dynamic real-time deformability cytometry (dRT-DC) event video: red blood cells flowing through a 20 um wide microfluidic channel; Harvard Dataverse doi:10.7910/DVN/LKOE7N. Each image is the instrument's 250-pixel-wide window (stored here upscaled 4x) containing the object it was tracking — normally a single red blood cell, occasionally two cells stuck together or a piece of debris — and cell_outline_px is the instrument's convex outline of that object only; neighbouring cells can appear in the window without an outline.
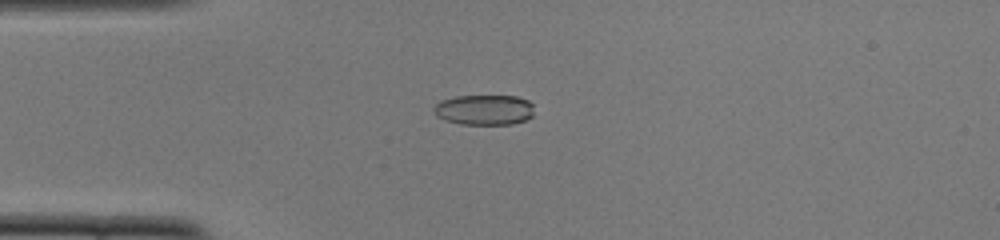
{"species": "common noctule bat (a hibernating species)", "species_latin": "Nyctalus noctula", "temperature_condition": "cold", "stored_images_in_passage": 51, "camera_frame_rate_fps": 3000, "um_per_image_px": 0.085, "animal": {"sex": "female", "body_mass_g": 22.0, "forearm_length_mm": 56.7}, "frame": {"image": 1, "passage_image": 13, "time_ms": 4.0, "image_size_px": [1000, 240], "cell_outline_px": [[532, 116], [524, 120], [512, 124], [460, 124], [444, 120], [436, 116], [432, 112], [432, 108], [440, 100], [456, 96], [516, 96], [528, 100], [532, 104]], "centroid_in_image_um": [41.1, 9.33], "position_along_channel_um": 43.9, "area_um2": 17.8}}
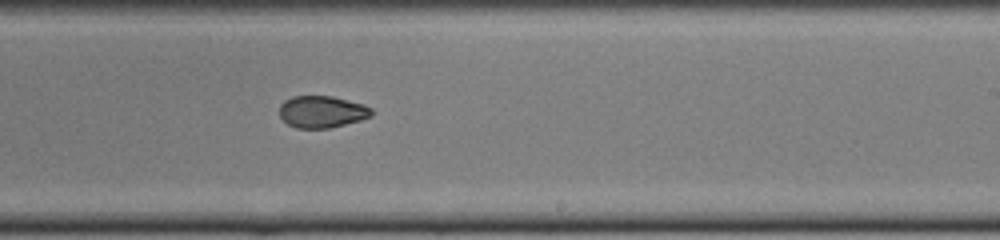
{"frame": {"image": 2, "passage_image": 31, "time_ms": 10.0, "image_size_px": [1000, 240], "cell_outline_px": [[372, 116], [360, 120], [328, 128], [296, 128], [288, 124], [280, 116], [280, 104], [284, 100], [292, 96], [332, 96], [364, 104], [372, 108]], "centroid_in_image_um": [27.36, 9.49], "position_along_channel_um": 261.6, "area_um2": 17.11}}
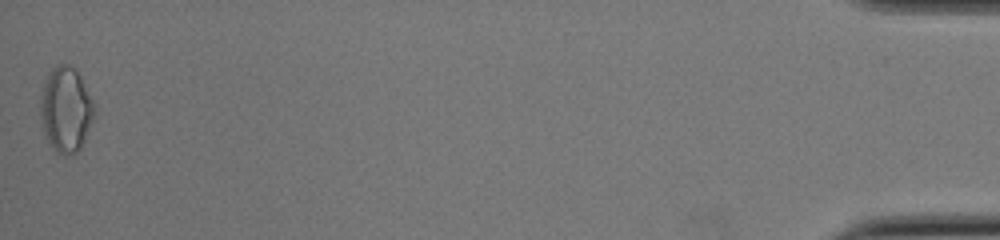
{"frame": {"image": 3, "passage_image": 51, "time_ms": 16.667, "image_size_px": [1000, 240], "cell_outline_px": [[96, 108], [92, 120], [84, 140], [80, 148], [76, 152], [64, 156], [44, 136], [40, 116], [40, 96], [44, 80], [48, 72], [56, 64], [68, 64], [80, 76], [96, 104]], "centroid_in_image_um": [5.59, 9.27], "position_along_channel_um": 429.6, "area_um2": 26.7}, "authors_computed_cell_mechanics": {"area_um2": 18.3226, "velocity_mm_per_s": 3.9308, "shape_relaxation_time_tau1_ms": null, "shape_relaxation_time_tau2_ms": 2.4589, "deformation_change_tau1": null, "deformation_change_tau2": 0.0623}}